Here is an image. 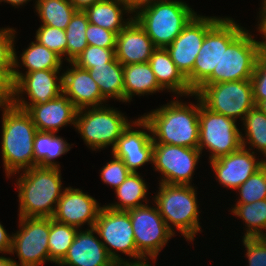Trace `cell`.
I'll use <instances>...</instances> for the list:
<instances>
[{
	"instance_id": "cell-1",
	"label": "cell",
	"mask_w": 266,
	"mask_h": 266,
	"mask_svg": "<svg viewBox=\"0 0 266 266\" xmlns=\"http://www.w3.org/2000/svg\"><path fill=\"white\" fill-rule=\"evenodd\" d=\"M173 100L144 114L149 123L153 143L178 145L188 148L199 146V103Z\"/></svg>"
},
{
	"instance_id": "cell-2",
	"label": "cell",
	"mask_w": 266,
	"mask_h": 266,
	"mask_svg": "<svg viewBox=\"0 0 266 266\" xmlns=\"http://www.w3.org/2000/svg\"><path fill=\"white\" fill-rule=\"evenodd\" d=\"M22 171L16 182L19 217L52 218L64 190L60 168L33 166Z\"/></svg>"
},
{
	"instance_id": "cell-3",
	"label": "cell",
	"mask_w": 266,
	"mask_h": 266,
	"mask_svg": "<svg viewBox=\"0 0 266 266\" xmlns=\"http://www.w3.org/2000/svg\"><path fill=\"white\" fill-rule=\"evenodd\" d=\"M2 111L1 154L8 178L34 166L33 142L38 130L26 110L12 105Z\"/></svg>"
},
{
	"instance_id": "cell-4",
	"label": "cell",
	"mask_w": 266,
	"mask_h": 266,
	"mask_svg": "<svg viewBox=\"0 0 266 266\" xmlns=\"http://www.w3.org/2000/svg\"><path fill=\"white\" fill-rule=\"evenodd\" d=\"M195 189L192 185L159 183L153 200L168 228L174 234L177 229L190 242L201 232Z\"/></svg>"
},
{
	"instance_id": "cell-5",
	"label": "cell",
	"mask_w": 266,
	"mask_h": 266,
	"mask_svg": "<svg viewBox=\"0 0 266 266\" xmlns=\"http://www.w3.org/2000/svg\"><path fill=\"white\" fill-rule=\"evenodd\" d=\"M196 14L183 1L164 0L142 8L133 18L156 48H166Z\"/></svg>"
},
{
	"instance_id": "cell-6",
	"label": "cell",
	"mask_w": 266,
	"mask_h": 266,
	"mask_svg": "<svg viewBox=\"0 0 266 266\" xmlns=\"http://www.w3.org/2000/svg\"><path fill=\"white\" fill-rule=\"evenodd\" d=\"M84 113V114H83ZM113 107L99 106L79 109L75 128L92 150L112 145V150L124 130L132 123Z\"/></svg>"
},
{
	"instance_id": "cell-7",
	"label": "cell",
	"mask_w": 266,
	"mask_h": 266,
	"mask_svg": "<svg viewBox=\"0 0 266 266\" xmlns=\"http://www.w3.org/2000/svg\"><path fill=\"white\" fill-rule=\"evenodd\" d=\"M201 103L211 111L237 121L256 106L251 79L201 84L195 91Z\"/></svg>"
},
{
	"instance_id": "cell-8",
	"label": "cell",
	"mask_w": 266,
	"mask_h": 266,
	"mask_svg": "<svg viewBox=\"0 0 266 266\" xmlns=\"http://www.w3.org/2000/svg\"><path fill=\"white\" fill-rule=\"evenodd\" d=\"M108 254L115 263H138L147 261L138 251L128 211L113 210L104 205L93 226ZM111 247V248H110ZM116 250L129 256L122 259Z\"/></svg>"
},
{
	"instance_id": "cell-9",
	"label": "cell",
	"mask_w": 266,
	"mask_h": 266,
	"mask_svg": "<svg viewBox=\"0 0 266 266\" xmlns=\"http://www.w3.org/2000/svg\"><path fill=\"white\" fill-rule=\"evenodd\" d=\"M199 102V146L211 153L209 160L238 151L242 147L241 132L236 120L206 108L196 94Z\"/></svg>"
},
{
	"instance_id": "cell-10",
	"label": "cell",
	"mask_w": 266,
	"mask_h": 266,
	"mask_svg": "<svg viewBox=\"0 0 266 266\" xmlns=\"http://www.w3.org/2000/svg\"><path fill=\"white\" fill-rule=\"evenodd\" d=\"M244 30L224 48L219 64L202 84L250 80L256 66L259 46L256 39Z\"/></svg>"
},
{
	"instance_id": "cell-11",
	"label": "cell",
	"mask_w": 266,
	"mask_h": 266,
	"mask_svg": "<svg viewBox=\"0 0 266 266\" xmlns=\"http://www.w3.org/2000/svg\"><path fill=\"white\" fill-rule=\"evenodd\" d=\"M232 18H221L205 35L196 56L193 70L186 76L190 88L195 91L219 64L224 48L244 30Z\"/></svg>"
},
{
	"instance_id": "cell-12",
	"label": "cell",
	"mask_w": 266,
	"mask_h": 266,
	"mask_svg": "<svg viewBox=\"0 0 266 266\" xmlns=\"http://www.w3.org/2000/svg\"><path fill=\"white\" fill-rule=\"evenodd\" d=\"M15 50L14 48L13 105L27 111L32 105L46 104L62 92V75L57 76L61 70H38L23 74L17 69L20 67L18 62L20 59L18 60ZM25 93L30 102L23 98L22 94Z\"/></svg>"
},
{
	"instance_id": "cell-13",
	"label": "cell",
	"mask_w": 266,
	"mask_h": 266,
	"mask_svg": "<svg viewBox=\"0 0 266 266\" xmlns=\"http://www.w3.org/2000/svg\"><path fill=\"white\" fill-rule=\"evenodd\" d=\"M128 213L137 251L146 260L155 261L161 249L175 234L166 225L156 205L149 207L148 204H145L128 210Z\"/></svg>"
},
{
	"instance_id": "cell-14",
	"label": "cell",
	"mask_w": 266,
	"mask_h": 266,
	"mask_svg": "<svg viewBox=\"0 0 266 266\" xmlns=\"http://www.w3.org/2000/svg\"><path fill=\"white\" fill-rule=\"evenodd\" d=\"M20 229L12 234L10 253H17L18 266H42L49 262V218L19 217Z\"/></svg>"
},
{
	"instance_id": "cell-15",
	"label": "cell",
	"mask_w": 266,
	"mask_h": 266,
	"mask_svg": "<svg viewBox=\"0 0 266 266\" xmlns=\"http://www.w3.org/2000/svg\"><path fill=\"white\" fill-rule=\"evenodd\" d=\"M200 155L198 148L153 143L152 164L162 173L160 183L191 185Z\"/></svg>"
},
{
	"instance_id": "cell-16",
	"label": "cell",
	"mask_w": 266,
	"mask_h": 266,
	"mask_svg": "<svg viewBox=\"0 0 266 266\" xmlns=\"http://www.w3.org/2000/svg\"><path fill=\"white\" fill-rule=\"evenodd\" d=\"M221 18L196 14L174 41L166 47L173 62L185 77L193 70L206 33Z\"/></svg>"
},
{
	"instance_id": "cell-17",
	"label": "cell",
	"mask_w": 266,
	"mask_h": 266,
	"mask_svg": "<svg viewBox=\"0 0 266 266\" xmlns=\"http://www.w3.org/2000/svg\"><path fill=\"white\" fill-rule=\"evenodd\" d=\"M132 122L118 139L112 155L121 159L131 172L137 173L144 164L153 163V140L149 123L142 116ZM133 126L143 130H134Z\"/></svg>"
},
{
	"instance_id": "cell-18",
	"label": "cell",
	"mask_w": 266,
	"mask_h": 266,
	"mask_svg": "<svg viewBox=\"0 0 266 266\" xmlns=\"http://www.w3.org/2000/svg\"><path fill=\"white\" fill-rule=\"evenodd\" d=\"M101 206L95 198L79 188H64L52 218L58 222L80 229L84 223L92 228Z\"/></svg>"
},
{
	"instance_id": "cell-19",
	"label": "cell",
	"mask_w": 266,
	"mask_h": 266,
	"mask_svg": "<svg viewBox=\"0 0 266 266\" xmlns=\"http://www.w3.org/2000/svg\"><path fill=\"white\" fill-rule=\"evenodd\" d=\"M250 152L247 147H241L236 152L209 161L223 187L236 190L266 163L265 159H256L255 151Z\"/></svg>"
},
{
	"instance_id": "cell-20",
	"label": "cell",
	"mask_w": 266,
	"mask_h": 266,
	"mask_svg": "<svg viewBox=\"0 0 266 266\" xmlns=\"http://www.w3.org/2000/svg\"><path fill=\"white\" fill-rule=\"evenodd\" d=\"M94 234L92 227L87 230H78L74 241L68 249L60 266H113L114 260L108 254L105 246Z\"/></svg>"
},
{
	"instance_id": "cell-21",
	"label": "cell",
	"mask_w": 266,
	"mask_h": 266,
	"mask_svg": "<svg viewBox=\"0 0 266 266\" xmlns=\"http://www.w3.org/2000/svg\"><path fill=\"white\" fill-rule=\"evenodd\" d=\"M69 64L71 67L62 73V92L78 110L103 106L107 100L102 96L98 84L88 70L78 67L73 62Z\"/></svg>"
},
{
	"instance_id": "cell-22",
	"label": "cell",
	"mask_w": 266,
	"mask_h": 266,
	"mask_svg": "<svg viewBox=\"0 0 266 266\" xmlns=\"http://www.w3.org/2000/svg\"><path fill=\"white\" fill-rule=\"evenodd\" d=\"M155 49L150 37L134 18L117 34L115 56L122 65L147 63Z\"/></svg>"
},
{
	"instance_id": "cell-23",
	"label": "cell",
	"mask_w": 266,
	"mask_h": 266,
	"mask_svg": "<svg viewBox=\"0 0 266 266\" xmlns=\"http://www.w3.org/2000/svg\"><path fill=\"white\" fill-rule=\"evenodd\" d=\"M77 111L63 92L46 104L32 105L27 110L37 130L56 133L68 124L75 127Z\"/></svg>"
},
{
	"instance_id": "cell-24",
	"label": "cell",
	"mask_w": 266,
	"mask_h": 266,
	"mask_svg": "<svg viewBox=\"0 0 266 266\" xmlns=\"http://www.w3.org/2000/svg\"><path fill=\"white\" fill-rule=\"evenodd\" d=\"M148 63L156 76L158 84L168 92L181 96H193L194 91L190 88L186 77L177 68L166 48H156Z\"/></svg>"
},
{
	"instance_id": "cell-25",
	"label": "cell",
	"mask_w": 266,
	"mask_h": 266,
	"mask_svg": "<svg viewBox=\"0 0 266 266\" xmlns=\"http://www.w3.org/2000/svg\"><path fill=\"white\" fill-rule=\"evenodd\" d=\"M89 23L119 33L133 16L123 20V13H130L123 0H99L84 10Z\"/></svg>"
},
{
	"instance_id": "cell-26",
	"label": "cell",
	"mask_w": 266,
	"mask_h": 266,
	"mask_svg": "<svg viewBox=\"0 0 266 266\" xmlns=\"http://www.w3.org/2000/svg\"><path fill=\"white\" fill-rule=\"evenodd\" d=\"M123 80L124 102L131 101L135 94L144 96L164 90L148 62L123 65Z\"/></svg>"
},
{
	"instance_id": "cell-27",
	"label": "cell",
	"mask_w": 266,
	"mask_h": 266,
	"mask_svg": "<svg viewBox=\"0 0 266 266\" xmlns=\"http://www.w3.org/2000/svg\"><path fill=\"white\" fill-rule=\"evenodd\" d=\"M88 72L106 100L114 98L124 102L123 65L117 59L95 65L88 69Z\"/></svg>"
},
{
	"instance_id": "cell-28",
	"label": "cell",
	"mask_w": 266,
	"mask_h": 266,
	"mask_svg": "<svg viewBox=\"0 0 266 266\" xmlns=\"http://www.w3.org/2000/svg\"><path fill=\"white\" fill-rule=\"evenodd\" d=\"M70 149L71 145L56 132L38 130L33 142L34 166L60 168L54 158H59Z\"/></svg>"
},
{
	"instance_id": "cell-29",
	"label": "cell",
	"mask_w": 266,
	"mask_h": 266,
	"mask_svg": "<svg viewBox=\"0 0 266 266\" xmlns=\"http://www.w3.org/2000/svg\"><path fill=\"white\" fill-rule=\"evenodd\" d=\"M146 185L145 180L138 172H131L125 181L115 189L116 198H118L119 202L109 204L106 207L113 210L128 211L145 205L142 204L144 200L147 204L146 194L148 187Z\"/></svg>"
},
{
	"instance_id": "cell-30",
	"label": "cell",
	"mask_w": 266,
	"mask_h": 266,
	"mask_svg": "<svg viewBox=\"0 0 266 266\" xmlns=\"http://www.w3.org/2000/svg\"><path fill=\"white\" fill-rule=\"evenodd\" d=\"M35 8L41 25L66 30L72 16L77 11L69 0H37Z\"/></svg>"
},
{
	"instance_id": "cell-31",
	"label": "cell",
	"mask_w": 266,
	"mask_h": 266,
	"mask_svg": "<svg viewBox=\"0 0 266 266\" xmlns=\"http://www.w3.org/2000/svg\"><path fill=\"white\" fill-rule=\"evenodd\" d=\"M231 211L246 224L243 237H266V199L250 204H235Z\"/></svg>"
},
{
	"instance_id": "cell-32",
	"label": "cell",
	"mask_w": 266,
	"mask_h": 266,
	"mask_svg": "<svg viewBox=\"0 0 266 266\" xmlns=\"http://www.w3.org/2000/svg\"><path fill=\"white\" fill-rule=\"evenodd\" d=\"M78 228L49 218L48 249L50 262L59 264L68 252Z\"/></svg>"
},
{
	"instance_id": "cell-33",
	"label": "cell",
	"mask_w": 266,
	"mask_h": 266,
	"mask_svg": "<svg viewBox=\"0 0 266 266\" xmlns=\"http://www.w3.org/2000/svg\"><path fill=\"white\" fill-rule=\"evenodd\" d=\"M243 125L246 135L241 132L242 147L250 144L248 150L254 147L266 157V114L255 106L244 117Z\"/></svg>"
},
{
	"instance_id": "cell-34",
	"label": "cell",
	"mask_w": 266,
	"mask_h": 266,
	"mask_svg": "<svg viewBox=\"0 0 266 266\" xmlns=\"http://www.w3.org/2000/svg\"><path fill=\"white\" fill-rule=\"evenodd\" d=\"M21 64L26 67V73L38 70H60L63 59L46 46L32 41L21 54Z\"/></svg>"
},
{
	"instance_id": "cell-35",
	"label": "cell",
	"mask_w": 266,
	"mask_h": 266,
	"mask_svg": "<svg viewBox=\"0 0 266 266\" xmlns=\"http://www.w3.org/2000/svg\"><path fill=\"white\" fill-rule=\"evenodd\" d=\"M89 25L88 17L84 11L77 10L71 18L65 33L67 39L66 56L67 62H73L88 46L86 30Z\"/></svg>"
},
{
	"instance_id": "cell-36",
	"label": "cell",
	"mask_w": 266,
	"mask_h": 266,
	"mask_svg": "<svg viewBox=\"0 0 266 266\" xmlns=\"http://www.w3.org/2000/svg\"><path fill=\"white\" fill-rule=\"evenodd\" d=\"M237 190L240 198L236 204H250L266 199V163L239 186Z\"/></svg>"
},
{
	"instance_id": "cell-37",
	"label": "cell",
	"mask_w": 266,
	"mask_h": 266,
	"mask_svg": "<svg viewBox=\"0 0 266 266\" xmlns=\"http://www.w3.org/2000/svg\"><path fill=\"white\" fill-rule=\"evenodd\" d=\"M35 41L46 46L61 59L63 58V55H66L67 39L65 30L48 25H41L36 31Z\"/></svg>"
},
{
	"instance_id": "cell-38",
	"label": "cell",
	"mask_w": 266,
	"mask_h": 266,
	"mask_svg": "<svg viewBox=\"0 0 266 266\" xmlns=\"http://www.w3.org/2000/svg\"><path fill=\"white\" fill-rule=\"evenodd\" d=\"M116 59L115 49L88 45L73 61L78 67L90 69L95 65L112 62Z\"/></svg>"
},
{
	"instance_id": "cell-39",
	"label": "cell",
	"mask_w": 266,
	"mask_h": 266,
	"mask_svg": "<svg viewBox=\"0 0 266 266\" xmlns=\"http://www.w3.org/2000/svg\"><path fill=\"white\" fill-rule=\"evenodd\" d=\"M130 173L131 171L124 162L113 155V160L106 163L101 169L100 176L104 183L116 189L125 181Z\"/></svg>"
},
{
	"instance_id": "cell-40",
	"label": "cell",
	"mask_w": 266,
	"mask_h": 266,
	"mask_svg": "<svg viewBox=\"0 0 266 266\" xmlns=\"http://www.w3.org/2000/svg\"><path fill=\"white\" fill-rule=\"evenodd\" d=\"M249 266H266V237H243Z\"/></svg>"
},
{
	"instance_id": "cell-41",
	"label": "cell",
	"mask_w": 266,
	"mask_h": 266,
	"mask_svg": "<svg viewBox=\"0 0 266 266\" xmlns=\"http://www.w3.org/2000/svg\"><path fill=\"white\" fill-rule=\"evenodd\" d=\"M251 83L254 102L257 105L260 101L266 100V53L264 52L258 55Z\"/></svg>"
},
{
	"instance_id": "cell-42",
	"label": "cell",
	"mask_w": 266,
	"mask_h": 266,
	"mask_svg": "<svg viewBox=\"0 0 266 266\" xmlns=\"http://www.w3.org/2000/svg\"><path fill=\"white\" fill-rule=\"evenodd\" d=\"M85 34L88 45L115 49L117 33L89 23Z\"/></svg>"
},
{
	"instance_id": "cell-43",
	"label": "cell",
	"mask_w": 266,
	"mask_h": 266,
	"mask_svg": "<svg viewBox=\"0 0 266 266\" xmlns=\"http://www.w3.org/2000/svg\"><path fill=\"white\" fill-rule=\"evenodd\" d=\"M15 29H0V66H5L11 73L14 69Z\"/></svg>"
},
{
	"instance_id": "cell-44",
	"label": "cell",
	"mask_w": 266,
	"mask_h": 266,
	"mask_svg": "<svg viewBox=\"0 0 266 266\" xmlns=\"http://www.w3.org/2000/svg\"><path fill=\"white\" fill-rule=\"evenodd\" d=\"M14 102V82L12 73L0 66V108L12 106Z\"/></svg>"
},
{
	"instance_id": "cell-45",
	"label": "cell",
	"mask_w": 266,
	"mask_h": 266,
	"mask_svg": "<svg viewBox=\"0 0 266 266\" xmlns=\"http://www.w3.org/2000/svg\"><path fill=\"white\" fill-rule=\"evenodd\" d=\"M259 19H260V24L258 23V32H260L263 36L262 38L265 39V41H257V44L259 46L260 52L266 53V6L261 7V11L259 13Z\"/></svg>"
},
{
	"instance_id": "cell-46",
	"label": "cell",
	"mask_w": 266,
	"mask_h": 266,
	"mask_svg": "<svg viewBox=\"0 0 266 266\" xmlns=\"http://www.w3.org/2000/svg\"><path fill=\"white\" fill-rule=\"evenodd\" d=\"M130 11V14L132 15L137 13L139 10H141L144 7H147L149 5L155 4L159 1L164 0H123Z\"/></svg>"
},
{
	"instance_id": "cell-47",
	"label": "cell",
	"mask_w": 266,
	"mask_h": 266,
	"mask_svg": "<svg viewBox=\"0 0 266 266\" xmlns=\"http://www.w3.org/2000/svg\"><path fill=\"white\" fill-rule=\"evenodd\" d=\"M12 235L7 234L3 225L0 223V253L10 254L12 247Z\"/></svg>"
},
{
	"instance_id": "cell-48",
	"label": "cell",
	"mask_w": 266,
	"mask_h": 266,
	"mask_svg": "<svg viewBox=\"0 0 266 266\" xmlns=\"http://www.w3.org/2000/svg\"><path fill=\"white\" fill-rule=\"evenodd\" d=\"M77 10L84 11L99 0H69Z\"/></svg>"
},
{
	"instance_id": "cell-49",
	"label": "cell",
	"mask_w": 266,
	"mask_h": 266,
	"mask_svg": "<svg viewBox=\"0 0 266 266\" xmlns=\"http://www.w3.org/2000/svg\"><path fill=\"white\" fill-rule=\"evenodd\" d=\"M0 266H18V263L17 261L11 259V258H8V257H5V256H0Z\"/></svg>"
},
{
	"instance_id": "cell-50",
	"label": "cell",
	"mask_w": 266,
	"mask_h": 266,
	"mask_svg": "<svg viewBox=\"0 0 266 266\" xmlns=\"http://www.w3.org/2000/svg\"><path fill=\"white\" fill-rule=\"evenodd\" d=\"M7 2L9 4H11L12 6H21L23 4H25L26 2H29L30 0H0V2Z\"/></svg>"
},
{
	"instance_id": "cell-51",
	"label": "cell",
	"mask_w": 266,
	"mask_h": 266,
	"mask_svg": "<svg viewBox=\"0 0 266 266\" xmlns=\"http://www.w3.org/2000/svg\"><path fill=\"white\" fill-rule=\"evenodd\" d=\"M256 106H257V108H259L264 114H266V100L260 101Z\"/></svg>"
},
{
	"instance_id": "cell-52",
	"label": "cell",
	"mask_w": 266,
	"mask_h": 266,
	"mask_svg": "<svg viewBox=\"0 0 266 266\" xmlns=\"http://www.w3.org/2000/svg\"><path fill=\"white\" fill-rule=\"evenodd\" d=\"M129 266H153L149 264V261H143V262H138V263H129Z\"/></svg>"
},
{
	"instance_id": "cell-53",
	"label": "cell",
	"mask_w": 266,
	"mask_h": 266,
	"mask_svg": "<svg viewBox=\"0 0 266 266\" xmlns=\"http://www.w3.org/2000/svg\"><path fill=\"white\" fill-rule=\"evenodd\" d=\"M113 266H129V263H115Z\"/></svg>"
},
{
	"instance_id": "cell-54",
	"label": "cell",
	"mask_w": 266,
	"mask_h": 266,
	"mask_svg": "<svg viewBox=\"0 0 266 266\" xmlns=\"http://www.w3.org/2000/svg\"><path fill=\"white\" fill-rule=\"evenodd\" d=\"M263 6H266V0H263L261 3Z\"/></svg>"
}]
</instances>
